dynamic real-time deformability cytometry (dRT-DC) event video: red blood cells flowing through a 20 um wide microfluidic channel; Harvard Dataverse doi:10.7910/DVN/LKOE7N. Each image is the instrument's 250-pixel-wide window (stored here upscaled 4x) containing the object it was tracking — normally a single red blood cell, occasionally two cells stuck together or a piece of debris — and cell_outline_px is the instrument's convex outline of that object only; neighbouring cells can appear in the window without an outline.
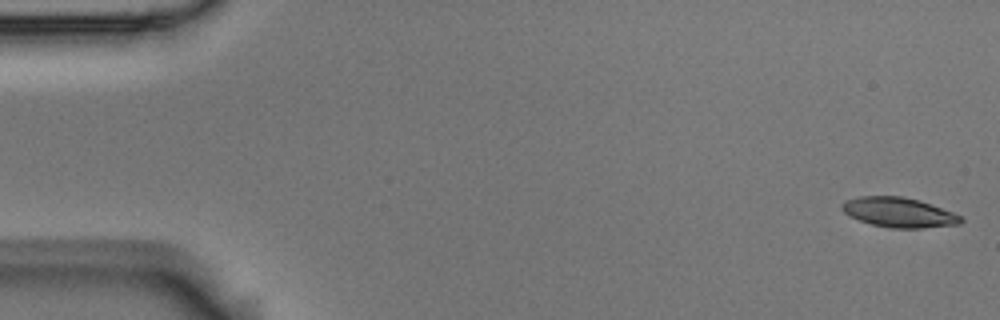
{"species": "Egyptian fruit bat (a non-hibernating species)", "species_latin": "Rousettus aegyptiacus", "temperature_condition": "room temperature", "stored_images_in_passage": 54, "camera_frame_rate_fps": 3000, "um_per_image_px": 0.085, "animal": {"sex": "male"}, "frame": {"image": 1, "passage_image": 1, "time_ms": 0.0, "image_size_px": [1000, 320], "cell_outline_px": [[964, 220], [960, 224], [924, 228], [892, 228], [872, 224], [848, 216], [840, 208], [840, 204], [844, 200], [860, 196], [900, 196], [920, 200], [952, 212], [960, 216]], "centroid_in_image_um": [76.37, 18.05], "position_along_channel_um": 8.6, "area_um2": 20.69}}
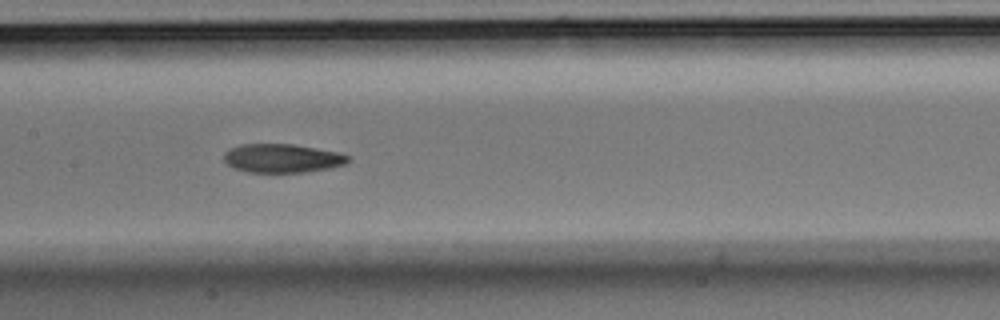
{"frame": {"image": 2, "passage_image": 26, "time_ms": 8.333, "image_size_px": [1000, 320], "cell_outline_px": [[348, 160], [344, 164], [332, 168], [304, 172], [248, 172], [236, 168], [228, 164], [224, 160], [224, 152], [228, 148], [240, 144], [292, 144], [336, 152], [348, 156]], "centroid_in_image_um": [23.94, 13.45], "position_along_channel_um": 183.5, "area_um2": 20.58}}
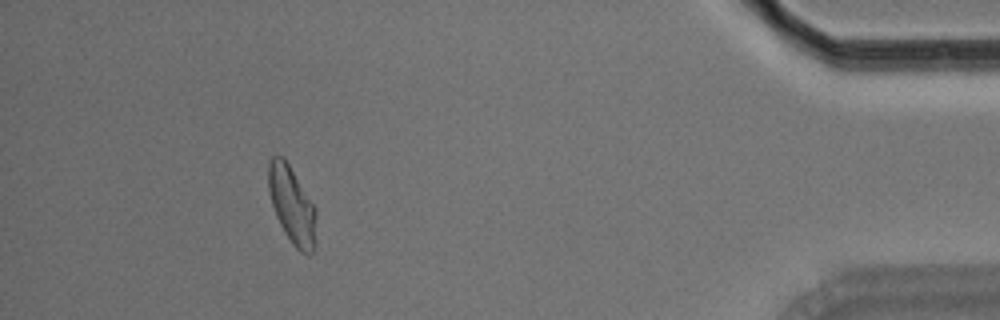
{"frame": {"image": 3, "passage_image": 49, "time_ms": 16.0, "image_size_px": [1000, 320], "cell_outline_px": [[316, 244], [312, 252], [308, 256], [300, 252], [292, 244], [284, 232], [276, 216], [268, 192], [268, 164], [272, 156], [284, 156], [316, 208]], "centroid_in_image_um": [24.83, 17.46], "position_along_channel_um": 410.4, "area_um2": 21.79}, "authors_computed_cell_mechanics": {"area_um2": 21.386, "velocity_mm_per_s": 3.709, "shape_relaxation_time_tau1_ms": 3.7697, "shape_relaxation_time_tau2_ms": 2.9315, "deformation_change_tau1": 0.1493, "deformation_change_tau2": 0.1007}}